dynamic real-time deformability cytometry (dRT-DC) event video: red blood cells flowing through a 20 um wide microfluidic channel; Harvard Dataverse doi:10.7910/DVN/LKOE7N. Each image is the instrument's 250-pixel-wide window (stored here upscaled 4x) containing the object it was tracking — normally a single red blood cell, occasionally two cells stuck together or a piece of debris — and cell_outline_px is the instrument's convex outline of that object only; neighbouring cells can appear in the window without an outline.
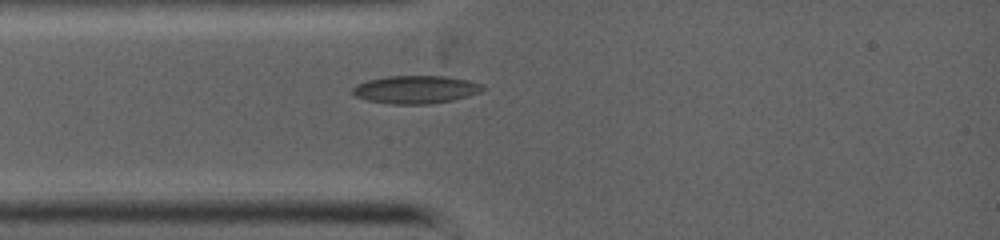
{"species": "common noctule bat (a hibernating species)", "species_latin": "Nyctalus noctula", "temperature_condition": "warm", "stored_images_in_passage": 36, "camera_frame_rate_fps": 5000, "um_per_image_px": 0.085, "animal": {"sex": "female", "body_mass_g": 19.0, "forearm_length_mm": 53.3}, "frame": {"image": 1, "passage_image": 1, "time_ms": 0.0, "image_size_px": [1000, 240], "cell_outline_px": [[488, 88], [480, 92], [468, 96], [452, 100], [428, 104], [392, 104], [368, 100], [356, 96], [352, 92], [352, 88], [356, 84], [368, 80], [388, 76], [444, 76], [468, 80], [480, 84]], "centroid_in_image_um": [35.35, 7.61], "position_along_channel_um": 49.7, "area_um2": 21.1}}
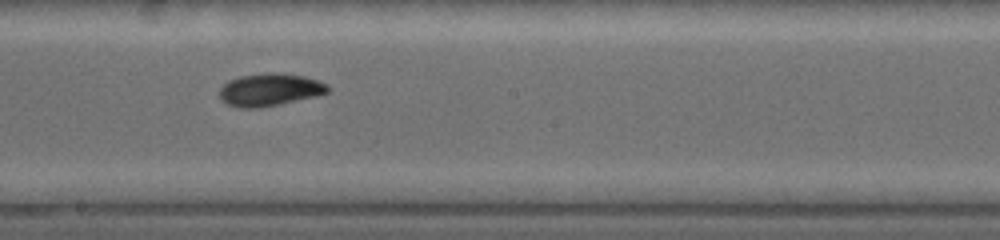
{"frame": {"image": 2, "passage_image": 16, "time_ms": 3.6, "image_size_px": [1000, 240], "cell_outline_px": [[328, 92], [316, 96], [260, 108], [240, 108], [228, 104], [220, 100], [220, 88], [228, 80], [240, 76], [264, 72], [276, 72], [304, 76], [328, 84]], "centroid_in_image_um": [22.9, 7.62], "position_along_channel_um": 225.3, "area_um2": 20.58}}
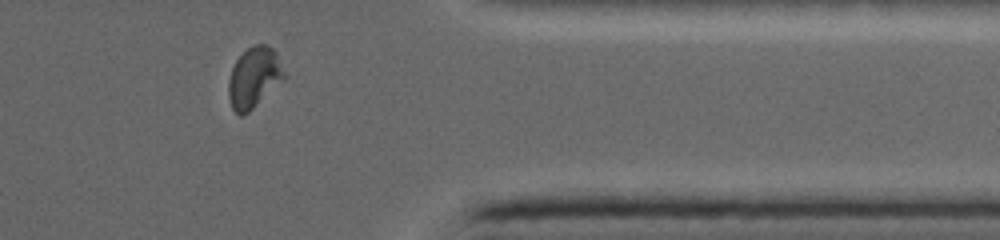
{"frame": {"image": 3, "passage_image": 31, "time_ms": 7.2, "image_size_px": [1000, 240], "cell_outline_px": [[284, 80], [248, 112], [240, 116], [232, 108], [228, 96], [228, 80], [232, 68], [236, 60], [248, 48], [256, 44], [268, 44], [276, 52], [284, 72]], "centroid_in_image_um": [21.58, 6.59], "position_along_channel_um": 389.8, "area_um2": 19.48}}